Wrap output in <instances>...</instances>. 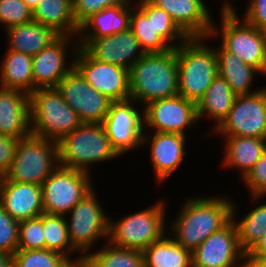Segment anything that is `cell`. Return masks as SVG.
<instances>
[{
	"label": "cell",
	"instance_id": "836d02e7",
	"mask_svg": "<svg viewBox=\"0 0 266 267\" xmlns=\"http://www.w3.org/2000/svg\"><path fill=\"white\" fill-rule=\"evenodd\" d=\"M43 230L45 249L62 254L72 263L83 261L84 257L71 245L65 216L43 213Z\"/></svg>",
	"mask_w": 266,
	"mask_h": 267
},
{
	"label": "cell",
	"instance_id": "d6a6232c",
	"mask_svg": "<svg viewBox=\"0 0 266 267\" xmlns=\"http://www.w3.org/2000/svg\"><path fill=\"white\" fill-rule=\"evenodd\" d=\"M99 245L100 249L98 246L83 258L87 267H145L141 250L119 248L108 241Z\"/></svg>",
	"mask_w": 266,
	"mask_h": 267
},
{
	"label": "cell",
	"instance_id": "8fae6325",
	"mask_svg": "<svg viewBox=\"0 0 266 267\" xmlns=\"http://www.w3.org/2000/svg\"><path fill=\"white\" fill-rule=\"evenodd\" d=\"M102 125L113 149L119 156L122 157V155L128 154L127 152L142 148L143 106L135 100L129 98L111 101Z\"/></svg>",
	"mask_w": 266,
	"mask_h": 267
},
{
	"label": "cell",
	"instance_id": "52a82bcc",
	"mask_svg": "<svg viewBox=\"0 0 266 267\" xmlns=\"http://www.w3.org/2000/svg\"><path fill=\"white\" fill-rule=\"evenodd\" d=\"M31 134L59 142L82 124L57 88L36 89L29 95Z\"/></svg>",
	"mask_w": 266,
	"mask_h": 267
},
{
	"label": "cell",
	"instance_id": "d590c367",
	"mask_svg": "<svg viewBox=\"0 0 266 267\" xmlns=\"http://www.w3.org/2000/svg\"><path fill=\"white\" fill-rule=\"evenodd\" d=\"M41 249H45L43 214L39 217L19 222L17 250Z\"/></svg>",
	"mask_w": 266,
	"mask_h": 267
},
{
	"label": "cell",
	"instance_id": "bcb514c9",
	"mask_svg": "<svg viewBox=\"0 0 266 267\" xmlns=\"http://www.w3.org/2000/svg\"><path fill=\"white\" fill-rule=\"evenodd\" d=\"M0 267H14L13 255L0 252Z\"/></svg>",
	"mask_w": 266,
	"mask_h": 267
},
{
	"label": "cell",
	"instance_id": "1f68e13d",
	"mask_svg": "<svg viewBox=\"0 0 266 267\" xmlns=\"http://www.w3.org/2000/svg\"><path fill=\"white\" fill-rule=\"evenodd\" d=\"M145 267H192V252L166 233L143 251Z\"/></svg>",
	"mask_w": 266,
	"mask_h": 267
},
{
	"label": "cell",
	"instance_id": "d4e9b609",
	"mask_svg": "<svg viewBox=\"0 0 266 267\" xmlns=\"http://www.w3.org/2000/svg\"><path fill=\"white\" fill-rule=\"evenodd\" d=\"M7 49L33 56L49 46L60 35L34 20L3 30Z\"/></svg>",
	"mask_w": 266,
	"mask_h": 267
},
{
	"label": "cell",
	"instance_id": "6da1fadb",
	"mask_svg": "<svg viewBox=\"0 0 266 267\" xmlns=\"http://www.w3.org/2000/svg\"><path fill=\"white\" fill-rule=\"evenodd\" d=\"M194 196V197H193ZM187 196L168 226L174 241L193 252L208 236L231 220L233 200L220 194ZM189 197V198H188Z\"/></svg>",
	"mask_w": 266,
	"mask_h": 267
},
{
	"label": "cell",
	"instance_id": "f35d334b",
	"mask_svg": "<svg viewBox=\"0 0 266 267\" xmlns=\"http://www.w3.org/2000/svg\"><path fill=\"white\" fill-rule=\"evenodd\" d=\"M130 2L132 0H72L73 17L76 24L80 27L93 14L99 13L105 8Z\"/></svg>",
	"mask_w": 266,
	"mask_h": 267
},
{
	"label": "cell",
	"instance_id": "7bdbcfd3",
	"mask_svg": "<svg viewBox=\"0 0 266 267\" xmlns=\"http://www.w3.org/2000/svg\"><path fill=\"white\" fill-rule=\"evenodd\" d=\"M19 140L20 138L0 134V178L8 173Z\"/></svg>",
	"mask_w": 266,
	"mask_h": 267
},
{
	"label": "cell",
	"instance_id": "4fadbf2b",
	"mask_svg": "<svg viewBox=\"0 0 266 267\" xmlns=\"http://www.w3.org/2000/svg\"><path fill=\"white\" fill-rule=\"evenodd\" d=\"M212 133L266 139V85L253 94L237 95L227 117Z\"/></svg>",
	"mask_w": 266,
	"mask_h": 267
},
{
	"label": "cell",
	"instance_id": "9a60e30c",
	"mask_svg": "<svg viewBox=\"0 0 266 267\" xmlns=\"http://www.w3.org/2000/svg\"><path fill=\"white\" fill-rule=\"evenodd\" d=\"M56 88L82 123L102 124L111 100L90 85L75 67L61 79Z\"/></svg>",
	"mask_w": 266,
	"mask_h": 267
},
{
	"label": "cell",
	"instance_id": "ac0fdd59",
	"mask_svg": "<svg viewBox=\"0 0 266 267\" xmlns=\"http://www.w3.org/2000/svg\"><path fill=\"white\" fill-rule=\"evenodd\" d=\"M187 137L185 135L144 131L142 148L150 147V164L155 174V182L159 185L170 179L174 171L185 162ZM178 168V169H177Z\"/></svg>",
	"mask_w": 266,
	"mask_h": 267
},
{
	"label": "cell",
	"instance_id": "30bf717a",
	"mask_svg": "<svg viewBox=\"0 0 266 267\" xmlns=\"http://www.w3.org/2000/svg\"><path fill=\"white\" fill-rule=\"evenodd\" d=\"M90 173L58 166L42 183L44 213L66 216L95 186Z\"/></svg>",
	"mask_w": 266,
	"mask_h": 267
},
{
	"label": "cell",
	"instance_id": "7402d4cb",
	"mask_svg": "<svg viewBox=\"0 0 266 267\" xmlns=\"http://www.w3.org/2000/svg\"><path fill=\"white\" fill-rule=\"evenodd\" d=\"M0 134L20 139L31 134L28 93L0 87Z\"/></svg>",
	"mask_w": 266,
	"mask_h": 267
},
{
	"label": "cell",
	"instance_id": "9c48e42d",
	"mask_svg": "<svg viewBox=\"0 0 266 267\" xmlns=\"http://www.w3.org/2000/svg\"><path fill=\"white\" fill-rule=\"evenodd\" d=\"M95 189L87 193L65 216L71 245L83 257L98 248L96 243L108 241L109 213L105 212Z\"/></svg>",
	"mask_w": 266,
	"mask_h": 267
},
{
	"label": "cell",
	"instance_id": "cb8c5ba5",
	"mask_svg": "<svg viewBox=\"0 0 266 267\" xmlns=\"http://www.w3.org/2000/svg\"><path fill=\"white\" fill-rule=\"evenodd\" d=\"M214 47L217 56L218 75L226 80L236 95H249L262 89L261 87L257 89L253 87L255 86L256 75L259 74L260 77L262 75L257 68L244 63L235 54L226 51L220 44Z\"/></svg>",
	"mask_w": 266,
	"mask_h": 267
},
{
	"label": "cell",
	"instance_id": "e575fe53",
	"mask_svg": "<svg viewBox=\"0 0 266 267\" xmlns=\"http://www.w3.org/2000/svg\"><path fill=\"white\" fill-rule=\"evenodd\" d=\"M14 267H70L73 263L60 253L48 250H17Z\"/></svg>",
	"mask_w": 266,
	"mask_h": 267
},
{
	"label": "cell",
	"instance_id": "5b68a950",
	"mask_svg": "<svg viewBox=\"0 0 266 267\" xmlns=\"http://www.w3.org/2000/svg\"><path fill=\"white\" fill-rule=\"evenodd\" d=\"M220 24L213 25L207 40L219 44L244 63L257 68L266 78V32L246 22L238 13H219Z\"/></svg>",
	"mask_w": 266,
	"mask_h": 267
},
{
	"label": "cell",
	"instance_id": "7c38bea8",
	"mask_svg": "<svg viewBox=\"0 0 266 267\" xmlns=\"http://www.w3.org/2000/svg\"><path fill=\"white\" fill-rule=\"evenodd\" d=\"M143 116L144 131L187 136L186 132L200 126L197 104L180 95L147 103L143 106Z\"/></svg>",
	"mask_w": 266,
	"mask_h": 267
},
{
	"label": "cell",
	"instance_id": "44dd1931",
	"mask_svg": "<svg viewBox=\"0 0 266 267\" xmlns=\"http://www.w3.org/2000/svg\"><path fill=\"white\" fill-rule=\"evenodd\" d=\"M0 205L16 221L39 217L44 213L42 188L38 184L0 178Z\"/></svg>",
	"mask_w": 266,
	"mask_h": 267
},
{
	"label": "cell",
	"instance_id": "f1b7e54d",
	"mask_svg": "<svg viewBox=\"0 0 266 267\" xmlns=\"http://www.w3.org/2000/svg\"><path fill=\"white\" fill-rule=\"evenodd\" d=\"M236 94L224 78L217 75L207 88L202 99L197 103L199 122L209 118L213 123L211 130L216 129L227 117L236 98Z\"/></svg>",
	"mask_w": 266,
	"mask_h": 267
},
{
	"label": "cell",
	"instance_id": "484cf974",
	"mask_svg": "<svg viewBox=\"0 0 266 267\" xmlns=\"http://www.w3.org/2000/svg\"><path fill=\"white\" fill-rule=\"evenodd\" d=\"M249 197L251 198L249 201L253 202L255 206L247 209L248 211L246 210L247 213L242 215V219L237 216L236 212L239 206L234 202L231 210V220L237 229L239 245L246 254L266 234V197Z\"/></svg>",
	"mask_w": 266,
	"mask_h": 267
},
{
	"label": "cell",
	"instance_id": "7a4b0ae2",
	"mask_svg": "<svg viewBox=\"0 0 266 267\" xmlns=\"http://www.w3.org/2000/svg\"><path fill=\"white\" fill-rule=\"evenodd\" d=\"M130 98L141 106L178 95L176 48L146 53L129 69Z\"/></svg>",
	"mask_w": 266,
	"mask_h": 267
},
{
	"label": "cell",
	"instance_id": "603a6c76",
	"mask_svg": "<svg viewBox=\"0 0 266 267\" xmlns=\"http://www.w3.org/2000/svg\"><path fill=\"white\" fill-rule=\"evenodd\" d=\"M224 140L222 161L225 170L239 171L242 180L266 150V139L243 136H219Z\"/></svg>",
	"mask_w": 266,
	"mask_h": 267
},
{
	"label": "cell",
	"instance_id": "ee69618b",
	"mask_svg": "<svg viewBox=\"0 0 266 267\" xmlns=\"http://www.w3.org/2000/svg\"><path fill=\"white\" fill-rule=\"evenodd\" d=\"M247 267H261L266 262V234L246 254Z\"/></svg>",
	"mask_w": 266,
	"mask_h": 267
},
{
	"label": "cell",
	"instance_id": "2e32d148",
	"mask_svg": "<svg viewBox=\"0 0 266 267\" xmlns=\"http://www.w3.org/2000/svg\"><path fill=\"white\" fill-rule=\"evenodd\" d=\"M192 267H247L246 253L239 245L232 220L192 252Z\"/></svg>",
	"mask_w": 266,
	"mask_h": 267
},
{
	"label": "cell",
	"instance_id": "d6986e66",
	"mask_svg": "<svg viewBox=\"0 0 266 267\" xmlns=\"http://www.w3.org/2000/svg\"><path fill=\"white\" fill-rule=\"evenodd\" d=\"M77 39L79 47L91 58L127 70L146 54L130 28L107 37Z\"/></svg>",
	"mask_w": 266,
	"mask_h": 267
},
{
	"label": "cell",
	"instance_id": "74e56055",
	"mask_svg": "<svg viewBox=\"0 0 266 267\" xmlns=\"http://www.w3.org/2000/svg\"><path fill=\"white\" fill-rule=\"evenodd\" d=\"M32 20L33 11L22 0H0V24L4 30Z\"/></svg>",
	"mask_w": 266,
	"mask_h": 267
},
{
	"label": "cell",
	"instance_id": "b9f144b4",
	"mask_svg": "<svg viewBox=\"0 0 266 267\" xmlns=\"http://www.w3.org/2000/svg\"><path fill=\"white\" fill-rule=\"evenodd\" d=\"M247 2V8L241 17L257 29L266 32V0H249Z\"/></svg>",
	"mask_w": 266,
	"mask_h": 267
},
{
	"label": "cell",
	"instance_id": "8992f818",
	"mask_svg": "<svg viewBox=\"0 0 266 267\" xmlns=\"http://www.w3.org/2000/svg\"><path fill=\"white\" fill-rule=\"evenodd\" d=\"M57 145L59 166L90 174H93L90 168L94 164L120 158L102 124L82 123L72 133L63 137Z\"/></svg>",
	"mask_w": 266,
	"mask_h": 267
},
{
	"label": "cell",
	"instance_id": "4dcf8cb0",
	"mask_svg": "<svg viewBox=\"0 0 266 267\" xmlns=\"http://www.w3.org/2000/svg\"><path fill=\"white\" fill-rule=\"evenodd\" d=\"M0 63V87L33 92L32 56L6 49Z\"/></svg>",
	"mask_w": 266,
	"mask_h": 267
},
{
	"label": "cell",
	"instance_id": "3957f363",
	"mask_svg": "<svg viewBox=\"0 0 266 267\" xmlns=\"http://www.w3.org/2000/svg\"><path fill=\"white\" fill-rule=\"evenodd\" d=\"M176 56L178 95L197 104L218 75L215 47L205 37H191L176 47Z\"/></svg>",
	"mask_w": 266,
	"mask_h": 267
},
{
	"label": "cell",
	"instance_id": "83f0119b",
	"mask_svg": "<svg viewBox=\"0 0 266 267\" xmlns=\"http://www.w3.org/2000/svg\"><path fill=\"white\" fill-rule=\"evenodd\" d=\"M131 2L105 8L81 26L77 38H102L130 28Z\"/></svg>",
	"mask_w": 266,
	"mask_h": 267
},
{
	"label": "cell",
	"instance_id": "60d3db41",
	"mask_svg": "<svg viewBox=\"0 0 266 267\" xmlns=\"http://www.w3.org/2000/svg\"><path fill=\"white\" fill-rule=\"evenodd\" d=\"M240 182L246 187L249 196L266 197V150Z\"/></svg>",
	"mask_w": 266,
	"mask_h": 267
},
{
	"label": "cell",
	"instance_id": "ba28073f",
	"mask_svg": "<svg viewBox=\"0 0 266 267\" xmlns=\"http://www.w3.org/2000/svg\"><path fill=\"white\" fill-rule=\"evenodd\" d=\"M59 166L57 142L30 134L21 138L8 173V181L42 185Z\"/></svg>",
	"mask_w": 266,
	"mask_h": 267
},
{
	"label": "cell",
	"instance_id": "ffe728a7",
	"mask_svg": "<svg viewBox=\"0 0 266 267\" xmlns=\"http://www.w3.org/2000/svg\"><path fill=\"white\" fill-rule=\"evenodd\" d=\"M148 1L166 11L189 38L210 35L214 16L205 0Z\"/></svg>",
	"mask_w": 266,
	"mask_h": 267
},
{
	"label": "cell",
	"instance_id": "c3c4849f",
	"mask_svg": "<svg viewBox=\"0 0 266 267\" xmlns=\"http://www.w3.org/2000/svg\"><path fill=\"white\" fill-rule=\"evenodd\" d=\"M70 267H87L86 264L82 262L73 263Z\"/></svg>",
	"mask_w": 266,
	"mask_h": 267
},
{
	"label": "cell",
	"instance_id": "f6af8a7d",
	"mask_svg": "<svg viewBox=\"0 0 266 267\" xmlns=\"http://www.w3.org/2000/svg\"><path fill=\"white\" fill-rule=\"evenodd\" d=\"M222 1H223L222 4H220L222 6L219 9L220 13H240L238 12V8L235 7V5L233 4L234 0H222Z\"/></svg>",
	"mask_w": 266,
	"mask_h": 267
},
{
	"label": "cell",
	"instance_id": "5bb4252c",
	"mask_svg": "<svg viewBox=\"0 0 266 267\" xmlns=\"http://www.w3.org/2000/svg\"><path fill=\"white\" fill-rule=\"evenodd\" d=\"M78 47L77 37L59 36L49 46L34 54L33 92L40 88H56L61 79L74 67Z\"/></svg>",
	"mask_w": 266,
	"mask_h": 267
},
{
	"label": "cell",
	"instance_id": "ab89813d",
	"mask_svg": "<svg viewBox=\"0 0 266 267\" xmlns=\"http://www.w3.org/2000/svg\"><path fill=\"white\" fill-rule=\"evenodd\" d=\"M19 222L0 205V252L14 255L18 249Z\"/></svg>",
	"mask_w": 266,
	"mask_h": 267
},
{
	"label": "cell",
	"instance_id": "e0dca14e",
	"mask_svg": "<svg viewBox=\"0 0 266 267\" xmlns=\"http://www.w3.org/2000/svg\"><path fill=\"white\" fill-rule=\"evenodd\" d=\"M74 67L90 85L111 101L130 98L129 70L96 61L81 47L77 49Z\"/></svg>",
	"mask_w": 266,
	"mask_h": 267
},
{
	"label": "cell",
	"instance_id": "277c9868",
	"mask_svg": "<svg viewBox=\"0 0 266 267\" xmlns=\"http://www.w3.org/2000/svg\"><path fill=\"white\" fill-rule=\"evenodd\" d=\"M160 198L139 211H133L117 221L109 216L108 242L119 248L143 251L167 233L168 202ZM113 219V220H112Z\"/></svg>",
	"mask_w": 266,
	"mask_h": 267
},
{
	"label": "cell",
	"instance_id": "7dc6e473",
	"mask_svg": "<svg viewBox=\"0 0 266 267\" xmlns=\"http://www.w3.org/2000/svg\"><path fill=\"white\" fill-rule=\"evenodd\" d=\"M22 1L33 11L41 0H22Z\"/></svg>",
	"mask_w": 266,
	"mask_h": 267
},
{
	"label": "cell",
	"instance_id": "8d00e7d4",
	"mask_svg": "<svg viewBox=\"0 0 266 267\" xmlns=\"http://www.w3.org/2000/svg\"><path fill=\"white\" fill-rule=\"evenodd\" d=\"M153 25L155 31L172 48L178 47L189 38L166 11L155 5H153Z\"/></svg>",
	"mask_w": 266,
	"mask_h": 267
},
{
	"label": "cell",
	"instance_id": "f546056e",
	"mask_svg": "<svg viewBox=\"0 0 266 267\" xmlns=\"http://www.w3.org/2000/svg\"><path fill=\"white\" fill-rule=\"evenodd\" d=\"M33 20L60 36L77 37L80 27L73 17L72 0H41L33 10Z\"/></svg>",
	"mask_w": 266,
	"mask_h": 267
},
{
	"label": "cell",
	"instance_id": "4316f807",
	"mask_svg": "<svg viewBox=\"0 0 266 267\" xmlns=\"http://www.w3.org/2000/svg\"><path fill=\"white\" fill-rule=\"evenodd\" d=\"M130 29L145 53H163L172 47L155 31L153 4L148 0L131 2Z\"/></svg>",
	"mask_w": 266,
	"mask_h": 267
}]
</instances>
